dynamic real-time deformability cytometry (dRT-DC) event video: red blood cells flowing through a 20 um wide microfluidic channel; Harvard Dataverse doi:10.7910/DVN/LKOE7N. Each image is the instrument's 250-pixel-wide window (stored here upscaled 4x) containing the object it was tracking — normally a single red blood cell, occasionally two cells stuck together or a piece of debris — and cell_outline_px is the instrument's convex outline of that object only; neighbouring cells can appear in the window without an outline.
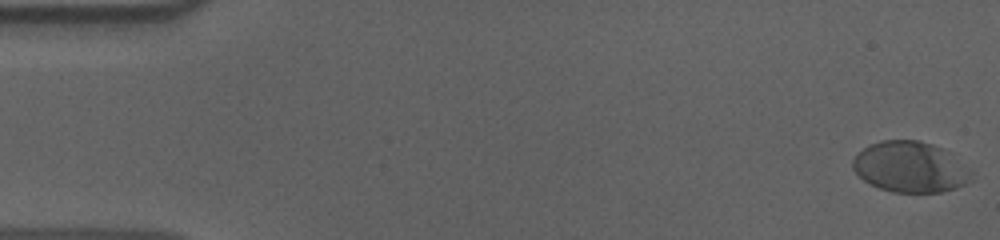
{"species": "human", "species_latin": "Homo sapiens", "temperature_condition": "cold", "stored_images_in_passage": 57, "camera_frame_rate_fps": 3000, "um_per_image_px": 0.085, "donor": {"sex": "male"}, "frame": {"image": 1, "passage_image": 1, "time_ms": 0.0, "image_size_px": [1000, 240], "cell_outline_px": [[972, 180], [956, 188], [940, 192], [892, 192], [880, 188], [864, 180], [852, 168], [852, 160], [868, 144], [880, 140], [916, 140], [932, 144], [944, 148], [968, 168], [972, 172]], "centroid_in_image_um": [77.37, 14.19], "position_along_channel_um": 7.6, "area_um2": 34.97}}
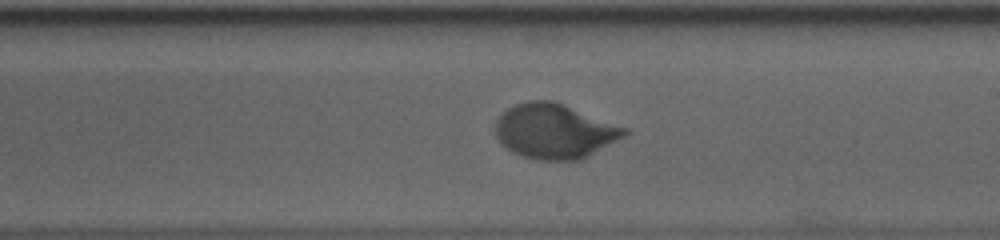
{"frame": {"image": 2, "passage_image": 33, "time_ms": 10.667, "image_size_px": [1000, 240], "cell_outline_px": [[632, 132], [580, 160], [536, 160], [520, 156], [512, 152], [500, 144], [496, 136], [496, 120], [508, 108], [516, 104], [528, 100], [552, 100], [564, 104], [628, 128]], "centroid_in_image_um": [47.13, 11.15], "position_along_channel_um": 241.9, "area_um2": 41.33}}
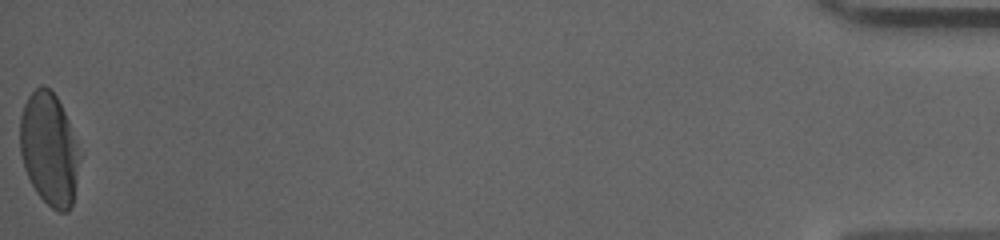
{"frame": {"image": 3, "passage_image": 57, "time_ms": 18.667, "image_size_px": [1000, 240], "cell_outline_px": [[80, 156], [72, 204], [68, 212], [60, 212], [52, 208], [36, 192], [24, 168], [20, 152], [20, 116], [24, 104], [28, 96], [40, 84], [44, 84], [56, 96], [68, 120]], "centroid_in_image_um": [4.15, 12.66], "position_along_channel_um": 431.0, "area_um2": 38.73}, "authors_computed_cell_mechanics": {"area_um2": 38.726, "velocity_mm_per_s": 3.6038, "shape_relaxation_time_tau1_ms": 2.9694, "shape_relaxation_time_tau2_ms": null, "deformation_change_tau1": 0.1678, "deformation_change_tau2": null}}